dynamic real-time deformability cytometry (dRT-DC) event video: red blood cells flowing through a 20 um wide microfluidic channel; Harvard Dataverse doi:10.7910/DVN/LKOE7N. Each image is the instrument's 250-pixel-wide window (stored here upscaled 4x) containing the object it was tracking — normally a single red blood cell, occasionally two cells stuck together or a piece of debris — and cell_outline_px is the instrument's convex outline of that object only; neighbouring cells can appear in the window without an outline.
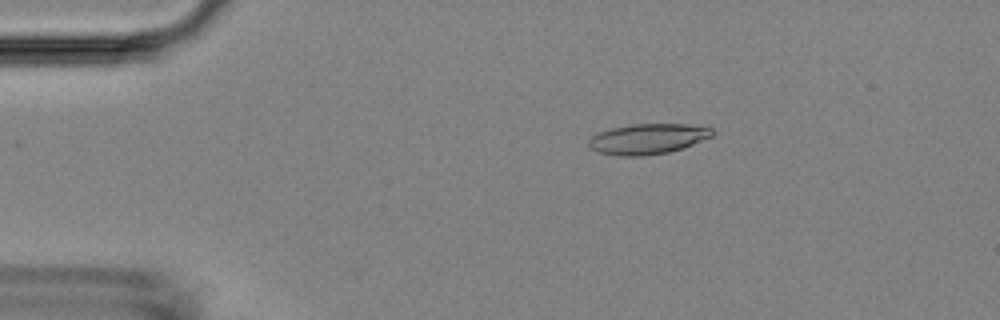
{"species": "Egyptian fruit bat (a non-hibernating species)", "species_latin": "Rousettus aegyptiacus", "temperature_condition": "room temperature", "stored_images_in_passage": 54, "camera_frame_rate_fps": 3000, "um_per_image_px": 0.085, "animal": {"sex": "female"}, "frame": {"image": 1, "passage_image": 10, "time_ms": 3.0, "image_size_px": [1000, 320], "cell_outline_px": [[716, 132], [712, 136], [684, 148], [668, 152], [644, 156], [620, 156], [596, 152], [588, 148], [588, 140], [592, 136], [600, 132], [612, 128], [632, 124], [688, 124], [712, 128]], "centroid_in_image_um": [55.05, 11.81], "position_along_channel_um": 29.9, "area_um2": 22.08}}
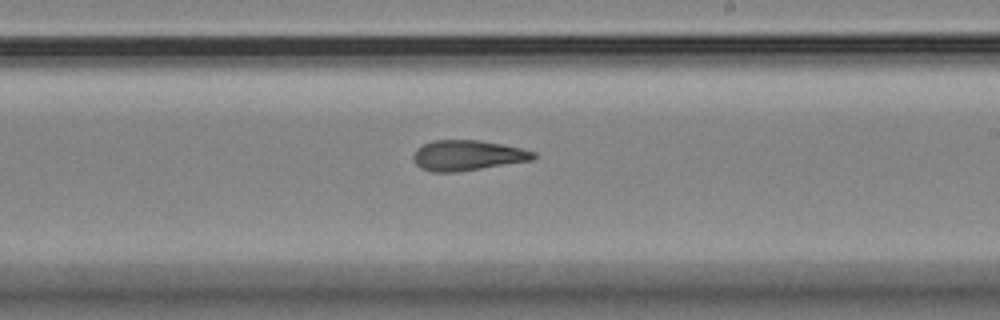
{"frame": {"image": 2, "passage_image": 32, "time_ms": 10.333, "image_size_px": [1000, 320], "cell_outline_px": [[536, 156], [532, 160], [456, 172], [432, 172], [420, 168], [412, 160], [412, 156], [416, 148], [432, 140], [480, 140], [520, 148], [536, 152]], "centroid_in_image_um": [39.68, 13.21], "position_along_channel_um": 249.3, "area_um2": 21.21}}
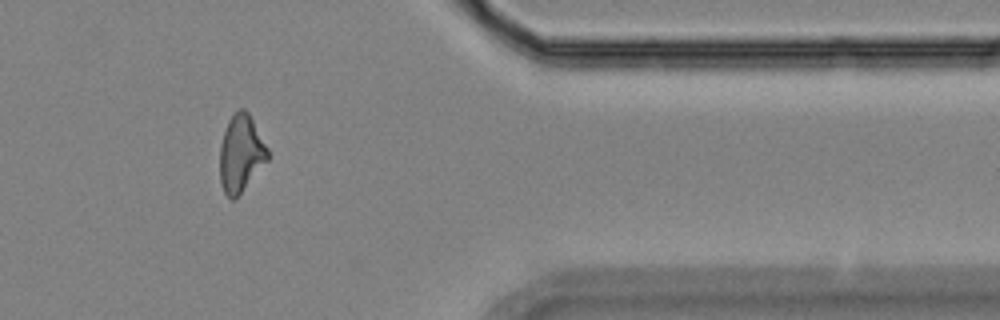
{"frame": {"image": 3, "passage_image": 45, "time_ms": 14.667, "image_size_px": [1000, 320], "cell_outline_px": [[268, 160], [240, 192], [232, 200], [224, 192], [220, 180], [220, 144], [228, 120], [240, 108], [244, 108], [248, 112], [268, 148]], "centroid_in_image_um": [20.47, 13.02], "position_along_channel_um": 390.9, "area_um2": 21.04}, "authors_computed_cell_mechanics": {"area_um2": 21.5883, "velocity_mm_per_s": 3.7129, "shape_relaxation_time_tau1_ms": null, "shape_relaxation_time_tau2_ms": 3.6927, "deformation_change_tau1": null, "deformation_change_tau2": 0.1398}}